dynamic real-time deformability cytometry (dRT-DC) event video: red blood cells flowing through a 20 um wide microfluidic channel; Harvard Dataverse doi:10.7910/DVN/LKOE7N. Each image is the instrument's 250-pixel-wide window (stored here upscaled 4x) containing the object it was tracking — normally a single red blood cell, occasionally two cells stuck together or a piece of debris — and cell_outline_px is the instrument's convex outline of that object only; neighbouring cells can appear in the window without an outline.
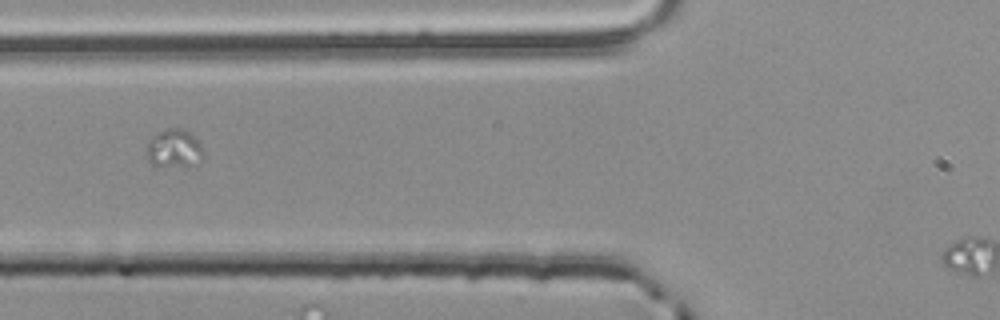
{"species": "common noctule bat (a hibernating species)", "species_latin": "Nyctalus noctula", "temperature_condition": "room temperature", "stored_images_in_passage": 5, "segment_of_instrument_passage": [2, 2], "camera_frame_rate_fps": 3000, "um_per_image_px": 0.085, "animal": {"sex": "male", "body_mass_g": 20.4}, "frame": {"image": 1, "passage_image": 5, "time_ms": 1.333, "image_size_px": [1000, 320], "cell_outline_px": [[204, 152], [200, 164], [188, 168], [152, 164], [148, 160], [148, 144], [152, 136], [164, 128], [184, 128], [200, 140]], "centroid_in_image_um": [14.89, 12.63], "position_along_channel_um": 110.9, "area_um2": 13.12}}